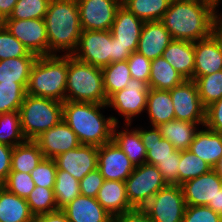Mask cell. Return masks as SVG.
Returning a JSON list of instances; mask_svg holds the SVG:
<instances>
[{"label": "cell", "mask_w": 222, "mask_h": 222, "mask_svg": "<svg viewBox=\"0 0 222 222\" xmlns=\"http://www.w3.org/2000/svg\"><path fill=\"white\" fill-rule=\"evenodd\" d=\"M50 0H18L5 19H44Z\"/></svg>", "instance_id": "cell-41"}, {"label": "cell", "mask_w": 222, "mask_h": 222, "mask_svg": "<svg viewBox=\"0 0 222 222\" xmlns=\"http://www.w3.org/2000/svg\"><path fill=\"white\" fill-rule=\"evenodd\" d=\"M211 1H213L215 4H217V7H218V5H220V4H218V3H221V2H220L221 0H211Z\"/></svg>", "instance_id": "cell-59"}, {"label": "cell", "mask_w": 222, "mask_h": 222, "mask_svg": "<svg viewBox=\"0 0 222 222\" xmlns=\"http://www.w3.org/2000/svg\"><path fill=\"white\" fill-rule=\"evenodd\" d=\"M186 205L207 206L222 188V178L215 169L181 184Z\"/></svg>", "instance_id": "cell-17"}, {"label": "cell", "mask_w": 222, "mask_h": 222, "mask_svg": "<svg viewBox=\"0 0 222 222\" xmlns=\"http://www.w3.org/2000/svg\"><path fill=\"white\" fill-rule=\"evenodd\" d=\"M107 104L92 102H63V121L75 132L81 145L100 147L111 142L113 128L119 121L114 116L105 118L100 109Z\"/></svg>", "instance_id": "cell-2"}, {"label": "cell", "mask_w": 222, "mask_h": 222, "mask_svg": "<svg viewBox=\"0 0 222 222\" xmlns=\"http://www.w3.org/2000/svg\"><path fill=\"white\" fill-rule=\"evenodd\" d=\"M18 0H0V15L5 19L12 13Z\"/></svg>", "instance_id": "cell-55"}, {"label": "cell", "mask_w": 222, "mask_h": 222, "mask_svg": "<svg viewBox=\"0 0 222 222\" xmlns=\"http://www.w3.org/2000/svg\"><path fill=\"white\" fill-rule=\"evenodd\" d=\"M199 125L205 123H192L181 120H171L158 126L163 138L168 139L176 150H188ZM197 126V127H196Z\"/></svg>", "instance_id": "cell-28"}, {"label": "cell", "mask_w": 222, "mask_h": 222, "mask_svg": "<svg viewBox=\"0 0 222 222\" xmlns=\"http://www.w3.org/2000/svg\"><path fill=\"white\" fill-rule=\"evenodd\" d=\"M44 155L34 140H26L13 147L11 171L31 173L43 160Z\"/></svg>", "instance_id": "cell-32"}, {"label": "cell", "mask_w": 222, "mask_h": 222, "mask_svg": "<svg viewBox=\"0 0 222 222\" xmlns=\"http://www.w3.org/2000/svg\"><path fill=\"white\" fill-rule=\"evenodd\" d=\"M172 40L161 21H146L142 26L136 51L147 59L154 60L162 57L163 51Z\"/></svg>", "instance_id": "cell-18"}, {"label": "cell", "mask_w": 222, "mask_h": 222, "mask_svg": "<svg viewBox=\"0 0 222 222\" xmlns=\"http://www.w3.org/2000/svg\"><path fill=\"white\" fill-rule=\"evenodd\" d=\"M96 199L113 217L133 209L126 196L124 181L104 180Z\"/></svg>", "instance_id": "cell-25"}, {"label": "cell", "mask_w": 222, "mask_h": 222, "mask_svg": "<svg viewBox=\"0 0 222 222\" xmlns=\"http://www.w3.org/2000/svg\"><path fill=\"white\" fill-rule=\"evenodd\" d=\"M97 169L104 177V180L125 182L135 169V166L112 140L98 147Z\"/></svg>", "instance_id": "cell-14"}, {"label": "cell", "mask_w": 222, "mask_h": 222, "mask_svg": "<svg viewBox=\"0 0 222 222\" xmlns=\"http://www.w3.org/2000/svg\"><path fill=\"white\" fill-rule=\"evenodd\" d=\"M118 124L114 125L112 140L125 153L134 166H139L146 162L147 151L141 140L140 134L136 129L121 130L117 132Z\"/></svg>", "instance_id": "cell-29"}, {"label": "cell", "mask_w": 222, "mask_h": 222, "mask_svg": "<svg viewBox=\"0 0 222 222\" xmlns=\"http://www.w3.org/2000/svg\"><path fill=\"white\" fill-rule=\"evenodd\" d=\"M132 54L130 49L126 46H122L117 42V39L113 37V62L125 61Z\"/></svg>", "instance_id": "cell-53"}, {"label": "cell", "mask_w": 222, "mask_h": 222, "mask_svg": "<svg viewBox=\"0 0 222 222\" xmlns=\"http://www.w3.org/2000/svg\"><path fill=\"white\" fill-rule=\"evenodd\" d=\"M57 169L71 174L75 179L82 180L89 172L97 169L98 147L80 145L54 158Z\"/></svg>", "instance_id": "cell-15"}, {"label": "cell", "mask_w": 222, "mask_h": 222, "mask_svg": "<svg viewBox=\"0 0 222 222\" xmlns=\"http://www.w3.org/2000/svg\"><path fill=\"white\" fill-rule=\"evenodd\" d=\"M4 26L30 53L49 55V43L44 19H5Z\"/></svg>", "instance_id": "cell-11"}, {"label": "cell", "mask_w": 222, "mask_h": 222, "mask_svg": "<svg viewBox=\"0 0 222 222\" xmlns=\"http://www.w3.org/2000/svg\"><path fill=\"white\" fill-rule=\"evenodd\" d=\"M186 202L181 185H166L143 207L153 222H182Z\"/></svg>", "instance_id": "cell-9"}, {"label": "cell", "mask_w": 222, "mask_h": 222, "mask_svg": "<svg viewBox=\"0 0 222 222\" xmlns=\"http://www.w3.org/2000/svg\"><path fill=\"white\" fill-rule=\"evenodd\" d=\"M146 111L152 126H159L175 119L173 101L169 90L150 89Z\"/></svg>", "instance_id": "cell-27"}, {"label": "cell", "mask_w": 222, "mask_h": 222, "mask_svg": "<svg viewBox=\"0 0 222 222\" xmlns=\"http://www.w3.org/2000/svg\"><path fill=\"white\" fill-rule=\"evenodd\" d=\"M4 18L0 15V27L4 25Z\"/></svg>", "instance_id": "cell-58"}, {"label": "cell", "mask_w": 222, "mask_h": 222, "mask_svg": "<svg viewBox=\"0 0 222 222\" xmlns=\"http://www.w3.org/2000/svg\"><path fill=\"white\" fill-rule=\"evenodd\" d=\"M143 24V20L137 18L121 4L117 9L110 32L112 37H115L119 44L128 47L133 53L137 50Z\"/></svg>", "instance_id": "cell-20"}, {"label": "cell", "mask_w": 222, "mask_h": 222, "mask_svg": "<svg viewBox=\"0 0 222 222\" xmlns=\"http://www.w3.org/2000/svg\"><path fill=\"white\" fill-rule=\"evenodd\" d=\"M188 150L214 169L222 157V134L202 126L195 134Z\"/></svg>", "instance_id": "cell-22"}, {"label": "cell", "mask_w": 222, "mask_h": 222, "mask_svg": "<svg viewBox=\"0 0 222 222\" xmlns=\"http://www.w3.org/2000/svg\"><path fill=\"white\" fill-rule=\"evenodd\" d=\"M24 141L19 111L0 114V143L15 147Z\"/></svg>", "instance_id": "cell-37"}, {"label": "cell", "mask_w": 222, "mask_h": 222, "mask_svg": "<svg viewBox=\"0 0 222 222\" xmlns=\"http://www.w3.org/2000/svg\"><path fill=\"white\" fill-rule=\"evenodd\" d=\"M171 0H127L122 5L137 18L146 21H160L168 10Z\"/></svg>", "instance_id": "cell-33"}, {"label": "cell", "mask_w": 222, "mask_h": 222, "mask_svg": "<svg viewBox=\"0 0 222 222\" xmlns=\"http://www.w3.org/2000/svg\"><path fill=\"white\" fill-rule=\"evenodd\" d=\"M17 57H38L28 49L3 25L0 27V60Z\"/></svg>", "instance_id": "cell-42"}, {"label": "cell", "mask_w": 222, "mask_h": 222, "mask_svg": "<svg viewBox=\"0 0 222 222\" xmlns=\"http://www.w3.org/2000/svg\"><path fill=\"white\" fill-rule=\"evenodd\" d=\"M132 79L144 81L148 84L150 77L151 60L139 52H133L127 59Z\"/></svg>", "instance_id": "cell-45"}, {"label": "cell", "mask_w": 222, "mask_h": 222, "mask_svg": "<svg viewBox=\"0 0 222 222\" xmlns=\"http://www.w3.org/2000/svg\"><path fill=\"white\" fill-rule=\"evenodd\" d=\"M213 169L199 156L189 150H180V161L178 167V185L185 181L194 179Z\"/></svg>", "instance_id": "cell-36"}, {"label": "cell", "mask_w": 222, "mask_h": 222, "mask_svg": "<svg viewBox=\"0 0 222 222\" xmlns=\"http://www.w3.org/2000/svg\"><path fill=\"white\" fill-rule=\"evenodd\" d=\"M126 196L133 208H143L149 200L167 183L155 165L141 164L135 166L131 175L125 180Z\"/></svg>", "instance_id": "cell-7"}, {"label": "cell", "mask_w": 222, "mask_h": 222, "mask_svg": "<svg viewBox=\"0 0 222 222\" xmlns=\"http://www.w3.org/2000/svg\"><path fill=\"white\" fill-rule=\"evenodd\" d=\"M61 210L69 222H113V216L94 197L80 194Z\"/></svg>", "instance_id": "cell-21"}, {"label": "cell", "mask_w": 222, "mask_h": 222, "mask_svg": "<svg viewBox=\"0 0 222 222\" xmlns=\"http://www.w3.org/2000/svg\"><path fill=\"white\" fill-rule=\"evenodd\" d=\"M214 169L216 170L217 174L222 178V157Z\"/></svg>", "instance_id": "cell-57"}, {"label": "cell", "mask_w": 222, "mask_h": 222, "mask_svg": "<svg viewBox=\"0 0 222 222\" xmlns=\"http://www.w3.org/2000/svg\"><path fill=\"white\" fill-rule=\"evenodd\" d=\"M222 70V49L212 34L194 42V80Z\"/></svg>", "instance_id": "cell-19"}, {"label": "cell", "mask_w": 222, "mask_h": 222, "mask_svg": "<svg viewBox=\"0 0 222 222\" xmlns=\"http://www.w3.org/2000/svg\"><path fill=\"white\" fill-rule=\"evenodd\" d=\"M57 166L54 159L43 158L37 167L30 173L35 186L54 188Z\"/></svg>", "instance_id": "cell-44"}, {"label": "cell", "mask_w": 222, "mask_h": 222, "mask_svg": "<svg viewBox=\"0 0 222 222\" xmlns=\"http://www.w3.org/2000/svg\"><path fill=\"white\" fill-rule=\"evenodd\" d=\"M38 57H17L0 60V83H19L25 90L31 69Z\"/></svg>", "instance_id": "cell-30"}, {"label": "cell", "mask_w": 222, "mask_h": 222, "mask_svg": "<svg viewBox=\"0 0 222 222\" xmlns=\"http://www.w3.org/2000/svg\"><path fill=\"white\" fill-rule=\"evenodd\" d=\"M53 191L56 206L62 209L80 195L79 180L68 172L57 169Z\"/></svg>", "instance_id": "cell-35"}, {"label": "cell", "mask_w": 222, "mask_h": 222, "mask_svg": "<svg viewBox=\"0 0 222 222\" xmlns=\"http://www.w3.org/2000/svg\"><path fill=\"white\" fill-rule=\"evenodd\" d=\"M121 4H123L127 0H118Z\"/></svg>", "instance_id": "cell-60"}, {"label": "cell", "mask_w": 222, "mask_h": 222, "mask_svg": "<svg viewBox=\"0 0 222 222\" xmlns=\"http://www.w3.org/2000/svg\"><path fill=\"white\" fill-rule=\"evenodd\" d=\"M185 78L163 57L151 60L148 87L157 90H170L181 84Z\"/></svg>", "instance_id": "cell-31"}, {"label": "cell", "mask_w": 222, "mask_h": 222, "mask_svg": "<svg viewBox=\"0 0 222 222\" xmlns=\"http://www.w3.org/2000/svg\"><path fill=\"white\" fill-rule=\"evenodd\" d=\"M182 222H222V215L208 206L187 205Z\"/></svg>", "instance_id": "cell-46"}, {"label": "cell", "mask_w": 222, "mask_h": 222, "mask_svg": "<svg viewBox=\"0 0 222 222\" xmlns=\"http://www.w3.org/2000/svg\"><path fill=\"white\" fill-rule=\"evenodd\" d=\"M209 208H211L216 213L222 215V188L219 190L218 195L215 197L213 202H209L207 205Z\"/></svg>", "instance_id": "cell-56"}, {"label": "cell", "mask_w": 222, "mask_h": 222, "mask_svg": "<svg viewBox=\"0 0 222 222\" xmlns=\"http://www.w3.org/2000/svg\"><path fill=\"white\" fill-rule=\"evenodd\" d=\"M2 186L19 197L27 198L35 188V183L29 173L10 171Z\"/></svg>", "instance_id": "cell-43"}, {"label": "cell", "mask_w": 222, "mask_h": 222, "mask_svg": "<svg viewBox=\"0 0 222 222\" xmlns=\"http://www.w3.org/2000/svg\"><path fill=\"white\" fill-rule=\"evenodd\" d=\"M44 21L49 55L60 50L72 55L82 33L77 0H50Z\"/></svg>", "instance_id": "cell-3"}, {"label": "cell", "mask_w": 222, "mask_h": 222, "mask_svg": "<svg viewBox=\"0 0 222 222\" xmlns=\"http://www.w3.org/2000/svg\"><path fill=\"white\" fill-rule=\"evenodd\" d=\"M216 7L211 0H171L160 21L172 39L196 42L211 35Z\"/></svg>", "instance_id": "cell-1"}, {"label": "cell", "mask_w": 222, "mask_h": 222, "mask_svg": "<svg viewBox=\"0 0 222 222\" xmlns=\"http://www.w3.org/2000/svg\"><path fill=\"white\" fill-rule=\"evenodd\" d=\"M103 182L104 177L98 169L89 172L82 180L79 181L80 194L96 198Z\"/></svg>", "instance_id": "cell-47"}, {"label": "cell", "mask_w": 222, "mask_h": 222, "mask_svg": "<svg viewBox=\"0 0 222 222\" xmlns=\"http://www.w3.org/2000/svg\"><path fill=\"white\" fill-rule=\"evenodd\" d=\"M19 115L23 135L34 140L62 120L63 102L26 94Z\"/></svg>", "instance_id": "cell-6"}, {"label": "cell", "mask_w": 222, "mask_h": 222, "mask_svg": "<svg viewBox=\"0 0 222 222\" xmlns=\"http://www.w3.org/2000/svg\"><path fill=\"white\" fill-rule=\"evenodd\" d=\"M34 222H69V221L68 218L65 216V213L61 209H58L48 214L35 216Z\"/></svg>", "instance_id": "cell-52"}, {"label": "cell", "mask_w": 222, "mask_h": 222, "mask_svg": "<svg viewBox=\"0 0 222 222\" xmlns=\"http://www.w3.org/2000/svg\"><path fill=\"white\" fill-rule=\"evenodd\" d=\"M211 34L222 49V16L218 15L217 11L213 17Z\"/></svg>", "instance_id": "cell-54"}, {"label": "cell", "mask_w": 222, "mask_h": 222, "mask_svg": "<svg viewBox=\"0 0 222 222\" xmlns=\"http://www.w3.org/2000/svg\"><path fill=\"white\" fill-rule=\"evenodd\" d=\"M104 90L107 100L116 92L125 88L131 80L127 60L113 62L102 68Z\"/></svg>", "instance_id": "cell-34"}, {"label": "cell", "mask_w": 222, "mask_h": 222, "mask_svg": "<svg viewBox=\"0 0 222 222\" xmlns=\"http://www.w3.org/2000/svg\"><path fill=\"white\" fill-rule=\"evenodd\" d=\"M34 218L26 198L0 186V222H34Z\"/></svg>", "instance_id": "cell-26"}, {"label": "cell", "mask_w": 222, "mask_h": 222, "mask_svg": "<svg viewBox=\"0 0 222 222\" xmlns=\"http://www.w3.org/2000/svg\"><path fill=\"white\" fill-rule=\"evenodd\" d=\"M149 87L144 81L132 79L121 91L114 93L107 101V106L114 108L125 118L126 126H131L134 116L146 110Z\"/></svg>", "instance_id": "cell-10"}, {"label": "cell", "mask_w": 222, "mask_h": 222, "mask_svg": "<svg viewBox=\"0 0 222 222\" xmlns=\"http://www.w3.org/2000/svg\"><path fill=\"white\" fill-rule=\"evenodd\" d=\"M34 141L38 144L44 158L50 159L81 145L75 132L63 119L56 126L41 133Z\"/></svg>", "instance_id": "cell-16"}, {"label": "cell", "mask_w": 222, "mask_h": 222, "mask_svg": "<svg viewBox=\"0 0 222 222\" xmlns=\"http://www.w3.org/2000/svg\"><path fill=\"white\" fill-rule=\"evenodd\" d=\"M26 200L34 217L58 210L53 188L35 186Z\"/></svg>", "instance_id": "cell-39"}, {"label": "cell", "mask_w": 222, "mask_h": 222, "mask_svg": "<svg viewBox=\"0 0 222 222\" xmlns=\"http://www.w3.org/2000/svg\"><path fill=\"white\" fill-rule=\"evenodd\" d=\"M180 154L176 158H167L158 162L156 167L159 169L163 180L168 185H178V167Z\"/></svg>", "instance_id": "cell-49"}, {"label": "cell", "mask_w": 222, "mask_h": 222, "mask_svg": "<svg viewBox=\"0 0 222 222\" xmlns=\"http://www.w3.org/2000/svg\"><path fill=\"white\" fill-rule=\"evenodd\" d=\"M204 126L222 134V98L206 107Z\"/></svg>", "instance_id": "cell-48"}, {"label": "cell", "mask_w": 222, "mask_h": 222, "mask_svg": "<svg viewBox=\"0 0 222 222\" xmlns=\"http://www.w3.org/2000/svg\"><path fill=\"white\" fill-rule=\"evenodd\" d=\"M13 147L0 143V186H2L11 171V156Z\"/></svg>", "instance_id": "cell-50"}, {"label": "cell", "mask_w": 222, "mask_h": 222, "mask_svg": "<svg viewBox=\"0 0 222 222\" xmlns=\"http://www.w3.org/2000/svg\"><path fill=\"white\" fill-rule=\"evenodd\" d=\"M162 57L185 79L194 80V42L173 39Z\"/></svg>", "instance_id": "cell-24"}, {"label": "cell", "mask_w": 222, "mask_h": 222, "mask_svg": "<svg viewBox=\"0 0 222 222\" xmlns=\"http://www.w3.org/2000/svg\"><path fill=\"white\" fill-rule=\"evenodd\" d=\"M151 128L150 130L136 128L147 151L145 163L156 166L161 160L176 158L180 150H176L168 139L162 137L157 126Z\"/></svg>", "instance_id": "cell-23"}, {"label": "cell", "mask_w": 222, "mask_h": 222, "mask_svg": "<svg viewBox=\"0 0 222 222\" xmlns=\"http://www.w3.org/2000/svg\"><path fill=\"white\" fill-rule=\"evenodd\" d=\"M68 55L38 56L29 76L26 94L65 101Z\"/></svg>", "instance_id": "cell-4"}, {"label": "cell", "mask_w": 222, "mask_h": 222, "mask_svg": "<svg viewBox=\"0 0 222 222\" xmlns=\"http://www.w3.org/2000/svg\"><path fill=\"white\" fill-rule=\"evenodd\" d=\"M72 55L101 69L113 63V37L110 30H82Z\"/></svg>", "instance_id": "cell-8"}, {"label": "cell", "mask_w": 222, "mask_h": 222, "mask_svg": "<svg viewBox=\"0 0 222 222\" xmlns=\"http://www.w3.org/2000/svg\"><path fill=\"white\" fill-rule=\"evenodd\" d=\"M82 30H110L117 9L118 0H77Z\"/></svg>", "instance_id": "cell-13"}, {"label": "cell", "mask_w": 222, "mask_h": 222, "mask_svg": "<svg viewBox=\"0 0 222 222\" xmlns=\"http://www.w3.org/2000/svg\"><path fill=\"white\" fill-rule=\"evenodd\" d=\"M202 105L206 108L222 98V70L195 80Z\"/></svg>", "instance_id": "cell-38"}, {"label": "cell", "mask_w": 222, "mask_h": 222, "mask_svg": "<svg viewBox=\"0 0 222 222\" xmlns=\"http://www.w3.org/2000/svg\"><path fill=\"white\" fill-rule=\"evenodd\" d=\"M169 91L173 101L175 119L192 123H205L206 108L201 103L194 80L185 79Z\"/></svg>", "instance_id": "cell-12"}, {"label": "cell", "mask_w": 222, "mask_h": 222, "mask_svg": "<svg viewBox=\"0 0 222 222\" xmlns=\"http://www.w3.org/2000/svg\"><path fill=\"white\" fill-rule=\"evenodd\" d=\"M65 100L107 104L102 69L68 55Z\"/></svg>", "instance_id": "cell-5"}, {"label": "cell", "mask_w": 222, "mask_h": 222, "mask_svg": "<svg viewBox=\"0 0 222 222\" xmlns=\"http://www.w3.org/2000/svg\"><path fill=\"white\" fill-rule=\"evenodd\" d=\"M113 222H153L143 208H133L113 217Z\"/></svg>", "instance_id": "cell-51"}, {"label": "cell", "mask_w": 222, "mask_h": 222, "mask_svg": "<svg viewBox=\"0 0 222 222\" xmlns=\"http://www.w3.org/2000/svg\"><path fill=\"white\" fill-rule=\"evenodd\" d=\"M25 95L19 83H0V114L19 111Z\"/></svg>", "instance_id": "cell-40"}]
</instances>
